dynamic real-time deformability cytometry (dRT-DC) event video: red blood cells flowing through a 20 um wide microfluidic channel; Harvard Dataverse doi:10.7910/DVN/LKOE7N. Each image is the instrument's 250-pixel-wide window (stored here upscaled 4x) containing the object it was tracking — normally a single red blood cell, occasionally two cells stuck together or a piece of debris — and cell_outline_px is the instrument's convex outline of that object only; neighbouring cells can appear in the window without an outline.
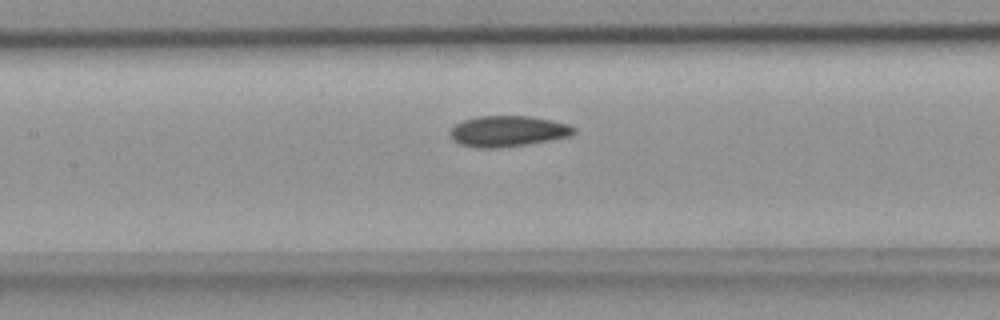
{"species": "common noctule bat (a hibernating species)", "species_latin": "Nyctalus noctula", "temperature_condition": "room temperature", "stored_images_in_passage": 35, "camera_frame_rate_fps": 3000, "um_per_image_px": 0.085, "animal": {"sex": "female", "body_mass_g": 18.4}, "frame": {"image": 1, "passage_image": 13, "time_ms": 4.0, "image_size_px": [1000, 320], "cell_outline_px": [[576, 132], [572, 136], [528, 144], [500, 148], [476, 148], [460, 144], [452, 140], [452, 128], [456, 124], [464, 120], [476, 116], [532, 116], [552, 120], [568, 124], [576, 128]], "centroid_in_image_um": [43.21, 11.15], "position_along_channel_um": 164.2, "area_um2": 22.37}}
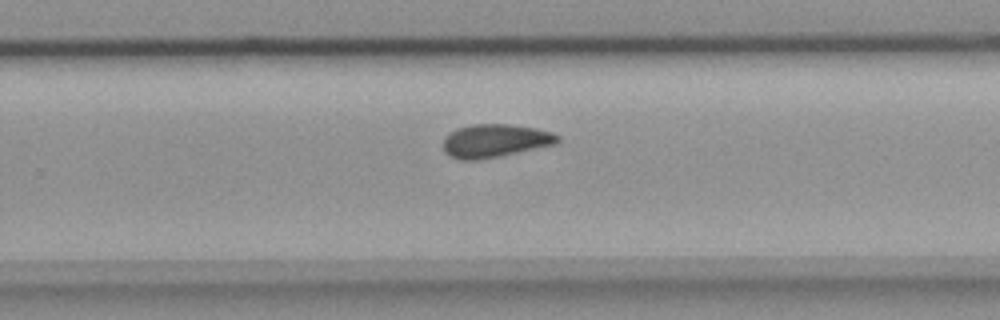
{"frame": {"image": 2, "passage_image": 22, "time_ms": 7.0, "image_size_px": [1000, 320], "cell_outline_px": [[560, 140], [556, 144], [500, 156], [480, 160], [460, 160], [448, 156], [444, 152], [444, 136], [448, 132], [472, 124], [508, 124], [536, 128], [552, 132], [560, 136]], "centroid_in_image_um": [42.06, 11.97], "position_along_channel_um": 287.7, "area_um2": 22.31}}
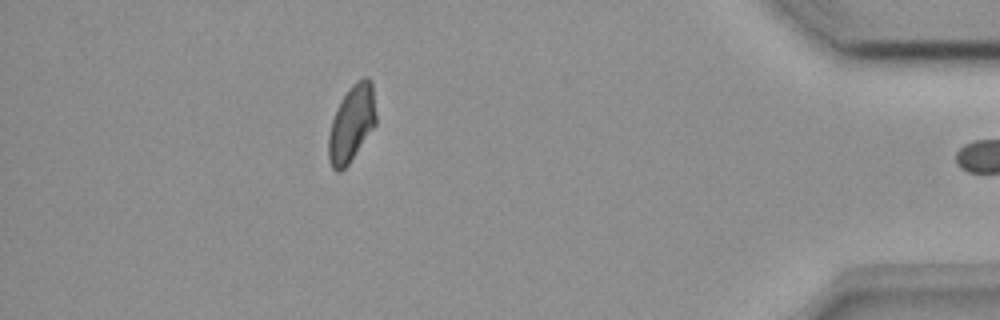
{"frame": {"image": 3, "passage_image": 34, "time_ms": 11.0, "image_size_px": [1000, 320], "cell_outline_px": [[376, 124], [348, 164], [340, 172], [336, 172], [332, 168], [328, 160], [328, 136], [332, 120], [340, 100], [348, 88], [356, 80], [364, 76], [368, 76], [372, 80], [376, 116]], "centroid_in_image_um": [29.88, 10.46], "position_along_channel_um": 405.3, "area_um2": 21.33}}